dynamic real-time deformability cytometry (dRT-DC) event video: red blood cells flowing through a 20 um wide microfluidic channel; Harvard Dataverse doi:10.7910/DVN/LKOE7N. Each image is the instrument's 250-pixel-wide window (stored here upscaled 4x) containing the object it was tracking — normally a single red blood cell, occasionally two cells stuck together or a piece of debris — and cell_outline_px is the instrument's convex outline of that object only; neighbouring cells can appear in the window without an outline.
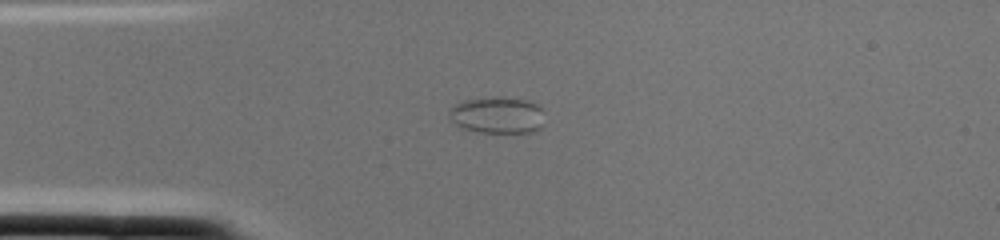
{"species": "common noctule bat (a hibernating species)", "species_latin": "Nyctalus noctula", "temperature_condition": "cold", "stored_images_in_passage": 2, "camera_frame_rate_fps": 3000, "um_per_image_px": 0.085, "animal": {"sex": "female", "body_mass_g": 22.0, "forearm_length_mm": 56.7}, "frame": {"image": 1, "passage_image": 2, "time_ms": 0.333, "image_size_px": [1000, 240], "cell_outline_px": [[544, 124], [536, 132], [480, 132], [464, 128], [456, 124], [452, 120], [448, 112], [448, 108], [464, 100], [492, 96], [504, 96], [528, 100], [536, 104], [540, 108]], "centroid_in_image_um": [42.28, 9.76], "position_along_channel_um": 42.7, "area_um2": 20.52}}